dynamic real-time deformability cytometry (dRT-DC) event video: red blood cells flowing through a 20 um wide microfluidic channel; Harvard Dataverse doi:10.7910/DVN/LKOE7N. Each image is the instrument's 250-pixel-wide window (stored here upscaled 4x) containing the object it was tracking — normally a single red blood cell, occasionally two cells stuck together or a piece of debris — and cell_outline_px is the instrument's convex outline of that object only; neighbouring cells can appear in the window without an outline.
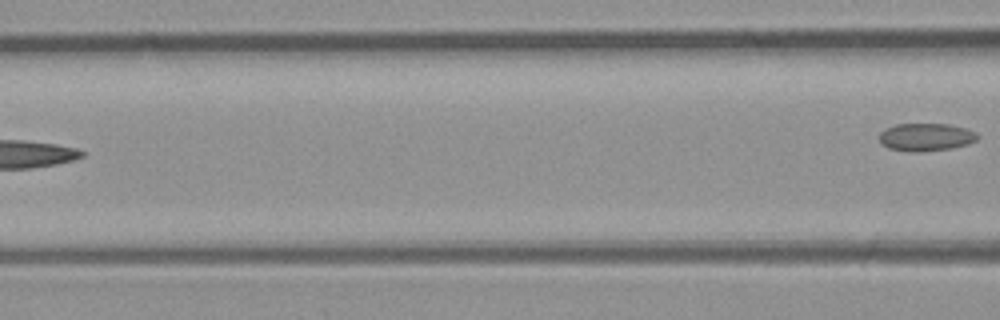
{"species": "common noctule bat (a hibernating species)", "species_latin": "Nyctalus noctula", "temperature_condition": "room temperature", "stored_images_in_passage": 3, "camera_frame_rate_fps": 3000, "um_per_image_px": 0.085, "animal": {"sex": "male", "body_mass_g": 23.1, "forearm_length_mm": 52.7}, "frame": {"image": 1, "passage_image": 3, "time_ms": 2.333, "image_size_px": [1000, 320], "cell_outline_px": [[980, 136], [976, 140], [968, 144], [952, 148], [916, 152], [912, 152], [888, 148], [880, 144], [880, 132], [884, 128], [896, 124], [948, 124], [964, 128], [976, 132]], "centroid_in_image_um": [78.68, 11.65], "position_along_channel_um": 87.9, "area_um2": 15.95}}